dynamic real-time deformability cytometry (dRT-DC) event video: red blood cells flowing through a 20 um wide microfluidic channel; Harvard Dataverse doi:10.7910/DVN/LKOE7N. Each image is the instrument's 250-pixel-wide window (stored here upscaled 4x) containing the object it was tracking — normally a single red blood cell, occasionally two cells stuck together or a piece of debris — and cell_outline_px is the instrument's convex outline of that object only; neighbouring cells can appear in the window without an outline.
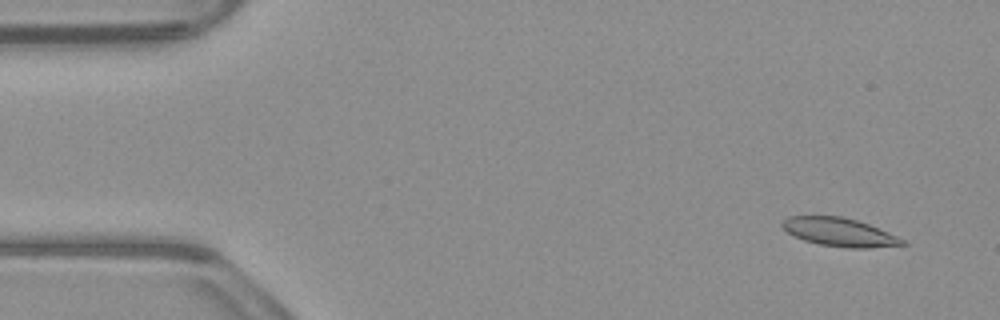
{"species": "common noctule bat (a hibernating species)", "species_latin": "Nyctalus noctula", "temperature_condition": "warm", "stored_images_in_passage": 53, "camera_frame_rate_fps": 3000, "um_per_image_px": 0.085, "animal": {"sex": "male", "body_mass_g": 23.1, "forearm_length_mm": 52.7}, "frame": {"image": 1, "passage_image": 4, "time_ms": 1.0, "image_size_px": [1000, 320], "cell_outline_px": [[908, 244], [868, 248], [848, 248], [820, 244], [804, 240], [792, 236], [780, 224], [788, 216], [844, 216], [868, 224], [888, 232], [904, 240]], "centroid_in_image_um": [71.33, 19.73], "position_along_channel_um": 13.7, "area_um2": 19.77}}
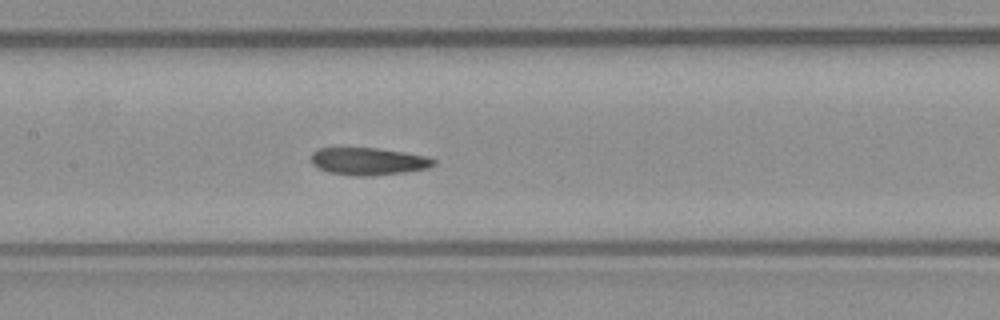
{"frame": {"image": 2, "passage_image": 25, "time_ms": 8.0, "image_size_px": [1000, 320], "cell_outline_px": [[436, 164], [428, 168], [404, 172], [372, 176], [352, 176], [328, 172], [312, 164], [312, 152], [316, 148], [340, 144], [380, 148], [428, 156], [436, 160]], "centroid_in_image_um": [31.24, 13.65], "position_along_channel_um": 176.2, "area_um2": 20.63}}
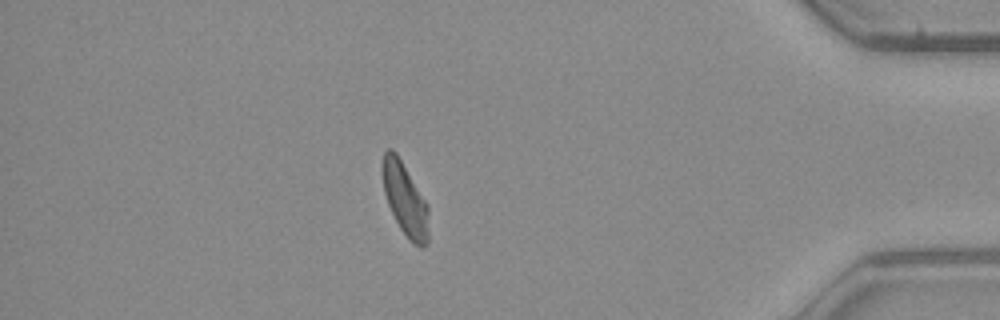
{"frame": {"image": 3, "passage_image": 46, "time_ms": 15.0, "image_size_px": [1000, 320], "cell_outline_px": [[428, 240], [424, 248], [420, 248], [412, 244], [400, 228], [388, 204], [384, 192], [380, 168], [384, 152], [388, 148], [392, 148], [396, 152], [428, 204]], "centroid_in_image_um": [34.41, 16.93], "position_along_channel_um": 400.8, "area_um2": 19.83}, "authors_computed_cell_mechanics": {"area_um2": 20.0566, "velocity_mm_per_s": 3.8912, "shape_relaxation_time_tau1_ms": null, "shape_relaxation_time_tau2_ms": 4.0831, "deformation_change_tau1": null, "deformation_change_tau2": 0.1097}}